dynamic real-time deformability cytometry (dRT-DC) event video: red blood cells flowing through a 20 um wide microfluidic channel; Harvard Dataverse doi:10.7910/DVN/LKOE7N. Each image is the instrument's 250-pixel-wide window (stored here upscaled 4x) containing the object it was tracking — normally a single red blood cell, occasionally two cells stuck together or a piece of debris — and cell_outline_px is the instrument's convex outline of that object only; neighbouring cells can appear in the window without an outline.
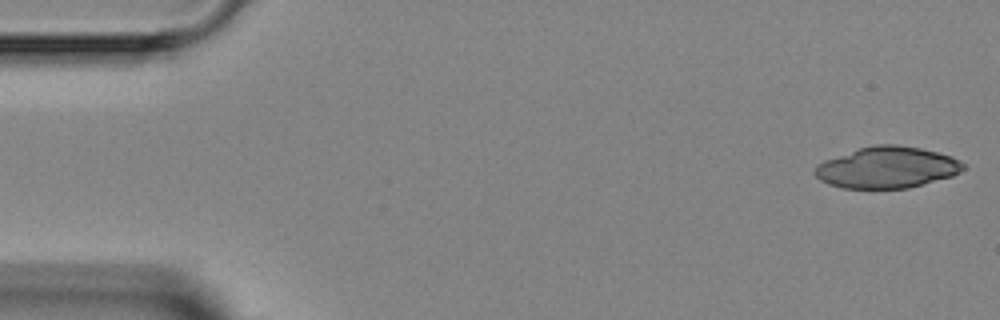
{"species": "Egyptian fruit bat (a non-hibernating species)", "species_latin": "Rousettus aegyptiacus", "temperature_condition": "room temperature", "stored_images_in_passage": 4, "camera_frame_rate_fps": 3000, "um_per_image_px": 0.085, "animal": {"sex": "female"}, "frame": {"image": 1, "passage_image": 1, "time_ms": 0.0, "image_size_px": [1000, 320], "cell_outline_px": [[968, 168], [952, 176], [908, 188], [844, 188], [828, 184], [820, 180], [812, 172], [816, 164], [824, 160], [860, 148], [876, 144], [896, 144], [920, 148], [952, 156], [960, 160]], "centroid_in_image_um": [75.4, 14.23], "position_along_channel_um": 9.6, "area_um2": 35.84}}